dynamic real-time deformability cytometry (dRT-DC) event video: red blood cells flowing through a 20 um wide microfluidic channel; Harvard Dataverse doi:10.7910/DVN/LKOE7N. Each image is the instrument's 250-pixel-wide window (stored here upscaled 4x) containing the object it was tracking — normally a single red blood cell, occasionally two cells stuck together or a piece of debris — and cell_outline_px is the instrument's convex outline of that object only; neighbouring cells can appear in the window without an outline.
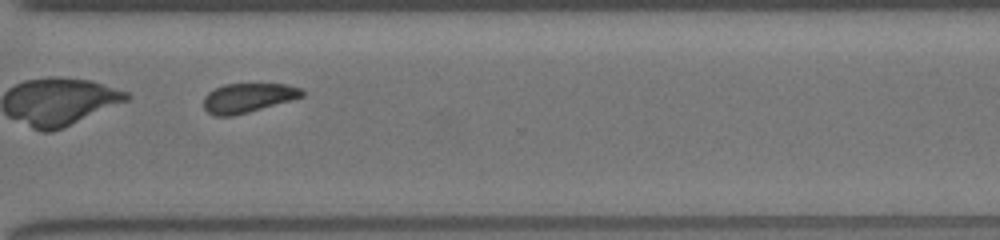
{"species": "common noctule bat (a hibernating species)", "species_latin": "Nyctalus noctula", "temperature_condition": "room temperature", "stored_images_in_passage": 38, "camera_frame_rate_fps": 3000, "um_per_image_px": 0.085, "animal": {"sex": "female", "body_mass_g": 19.5, "forearm_length_mm": 54.1}, "frame": {"image": 1, "passage_image": 27, "time_ms": 8.667, "image_size_px": [1000, 240], "cell_outline_px": [[304, 96], [292, 100], [248, 112], [232, 116], [216, 116], [208, 112], [204, 108], [204, 96], [208, 92], [224, 84], [288, 84], [300, 88], [304, 92]], "centroid_in_image_um": [21.08, 8.31], "position_along_channel_um": 349.5, "area_um2": 16.76}}